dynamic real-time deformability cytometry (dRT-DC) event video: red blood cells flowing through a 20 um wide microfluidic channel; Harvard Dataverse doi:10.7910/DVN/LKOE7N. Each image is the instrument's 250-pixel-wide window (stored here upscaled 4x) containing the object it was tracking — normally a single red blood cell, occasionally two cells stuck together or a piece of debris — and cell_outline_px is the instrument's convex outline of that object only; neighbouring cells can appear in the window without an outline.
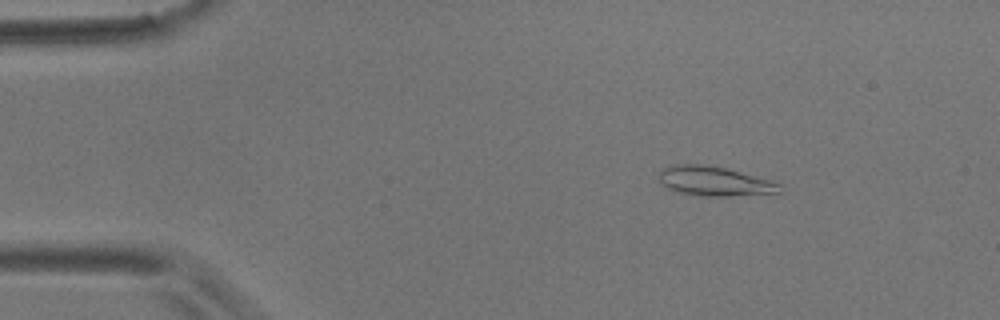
{"species": "common noctule bat (a hibernating species)", "species_latin": "Nyctalus noctula", "temperature_condition": "room temperature", "stored_images_in_passage": 5, "camera_frame_rate_fps": 3000, "um_per_image_px": 0.085, "animal": {"sex": "male", "body_mass_g": 17.9}, "frame": {"image": 1, "passage_image": 3, "time_ms": 2.333, "image_size_px": [1000, 320], "cell_outline_px": [[784, 192], [728, 196], [700, 196], [676, 192], [660, 184], [660, 172], [664, 168], [672, 164], [708, 164], [772, 180], [780, 184]], "centroid_in_image_um": [60.73, 15.4], "position_along_channel_um": 24.3, "area_um2": 20.87}}